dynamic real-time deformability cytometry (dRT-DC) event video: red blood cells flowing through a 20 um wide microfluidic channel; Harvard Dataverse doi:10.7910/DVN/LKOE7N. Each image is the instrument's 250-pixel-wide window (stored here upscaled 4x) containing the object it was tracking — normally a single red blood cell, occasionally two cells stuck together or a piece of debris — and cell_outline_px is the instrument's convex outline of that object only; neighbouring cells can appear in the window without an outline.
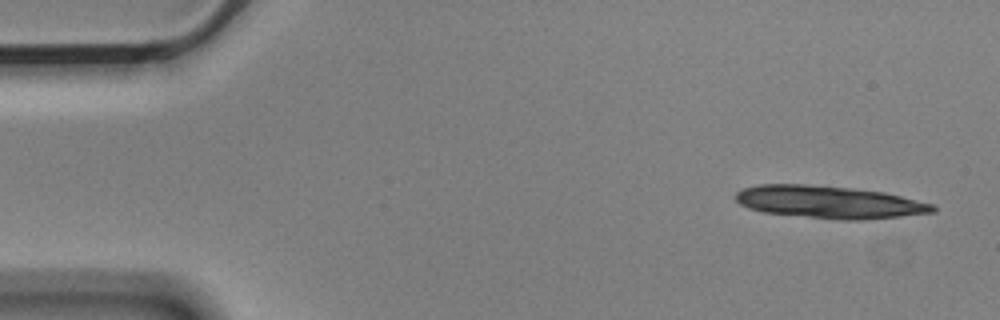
{"species": "Egyptian fruit bat (a non-hibernating species)", "species_latin": "Rousettus aegyptiacus", "temperature_condition": "cold", "stored_images_in_passage": 7, "camera_frame_rate_fps": 3000, "um_per_image_px": 0.085, "animal": {"sex": "male"}, "frame": {"image": 1, "passage_image": 1, "time_ms": 0.0, "image_size_px": [1000, 320], "cell_outline_px": [[936, 212], [864, 220], [844, 220], [764, 212], [748, 208], [740, 204], [736, 200], [736, 192], [744, 188], [760, 184], [804, 184], [852, 188], [884, 192], [932, 204], [936, 208]], "centroid_in_image_um": [70.47, 17.17], "position_along_channel_um": 14.5, "area_um2": 36.99}}
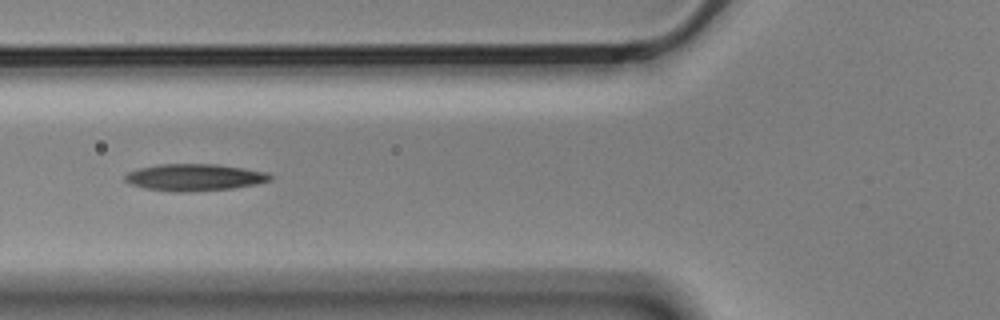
{"frame": {"image": 2, "passage_image": 6, "time_ms": 1.667, "image_size_px": [1000, 320], "cell_outline_px": [[276, 176], [272, 180], [256, 184], [232, 188], [188, 192], [176, 192], [144, 188], [132, 184], [124, 180], [124, 176], [128, 172], [140, 168], [160, 164], [216, 164], [244, 168], [268, 172]], "centroid_in_image_um": [16.59, 15.07], "position_along_channel_um": 109.2, "area_um2": 22.83}}
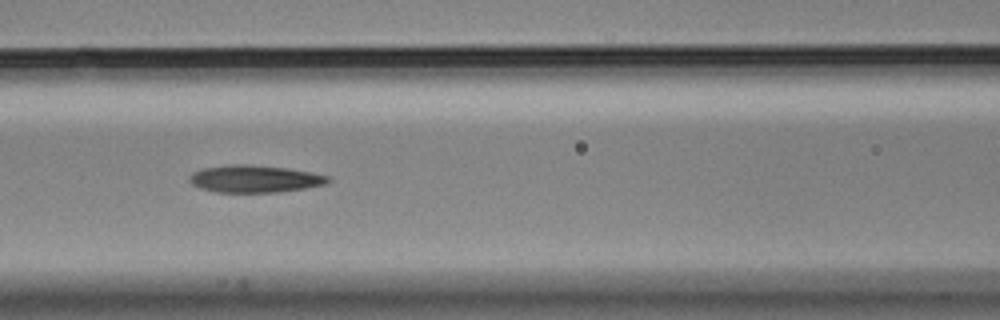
{"frame": {"image": 3, "passage_image": 7, "time_ms": 2.0, "image_size_px": [1000, 320], "cell_outline_px": [[332, 180], [328, 184], [304, 188], [276, 192], [216, 192], [200, 188], [192, 184], [188, 180], [188, 176], [192, 172], [204, 168], [232, 164], [248, 164], [288, 168], [312, 172], [332, 176]], "centroid_in_image_um": [21.68, 15.19], "position_along_channel_um": 144.9, "area_um2": 22.25}}